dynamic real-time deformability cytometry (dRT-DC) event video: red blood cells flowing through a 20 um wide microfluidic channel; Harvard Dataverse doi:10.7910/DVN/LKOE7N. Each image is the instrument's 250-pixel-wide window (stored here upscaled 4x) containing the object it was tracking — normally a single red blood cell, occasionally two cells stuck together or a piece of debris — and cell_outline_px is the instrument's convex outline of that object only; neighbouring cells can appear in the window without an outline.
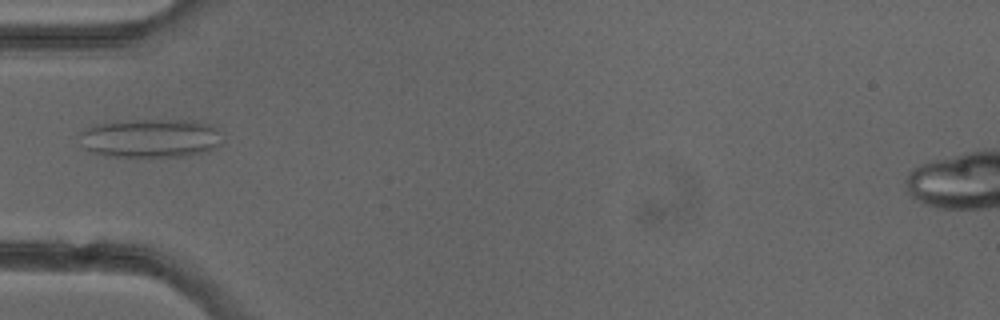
{"species": "common noctule bat (a hibernating species)", "species_latin": "Nyctalus noctula", "temperature_condition": "cold", "stored_images_in_passage": 5, "camera_frame_rate_fps": 3000, "um_per_image_px": 0.085, "animal": {"sex": "female"}, "frame": {"image": 1, "passage_image": 5, "time_ms": 4.667, "image_size_px": [1000, 320], "cell_outline_px": [[224, 144], [208, 152], [188, 156], [104, 156], [92, 152], [84, 148], [76, 132], [84, 128], [96, 124], [116, 120], [196, 120], [212, 124], [216, 128], [224, 140]], "centroid_in_image_um": [12.81, 11.73], "position_along_channel_um": 72.2, "area_um2": 33.23}}